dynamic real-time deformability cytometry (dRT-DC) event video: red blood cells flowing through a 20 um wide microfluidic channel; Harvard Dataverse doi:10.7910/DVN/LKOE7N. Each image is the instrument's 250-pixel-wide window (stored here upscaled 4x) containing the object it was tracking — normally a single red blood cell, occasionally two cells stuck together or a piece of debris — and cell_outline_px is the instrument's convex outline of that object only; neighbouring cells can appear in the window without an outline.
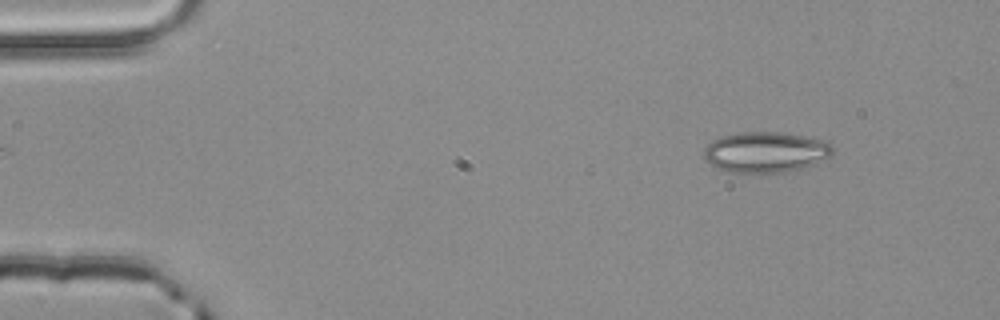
{"species": "common noctule bat (a hibernating species)", "species_latin": "Nyctalus noctula", "temperature_condition": "room temperature", "stored_images_in_passage": 2, "camera_frame_rate_fps": 3000, "um_per_image_px": 0.085, "animal": {"sex": "male", "body_mass_g": 20.4}, "frame": {"image": 1, "passage_image": 1, "time_ms": 0.0, "image_size_px": [1000, 320], "cell_outline_px": [[836, 148], [832, 156], [816, 164], [800, 168], [780, 172], [732, 172], [720, 168], [712, 164], [704, 156], [704, 148], [712, 140], [720, 136], [740, 132], [780, 132], [828, 140]], "centroid_in_image_um": [65.16, 12.9], "position_along_channel_um": 19.8, "area_um2": 30.58}}